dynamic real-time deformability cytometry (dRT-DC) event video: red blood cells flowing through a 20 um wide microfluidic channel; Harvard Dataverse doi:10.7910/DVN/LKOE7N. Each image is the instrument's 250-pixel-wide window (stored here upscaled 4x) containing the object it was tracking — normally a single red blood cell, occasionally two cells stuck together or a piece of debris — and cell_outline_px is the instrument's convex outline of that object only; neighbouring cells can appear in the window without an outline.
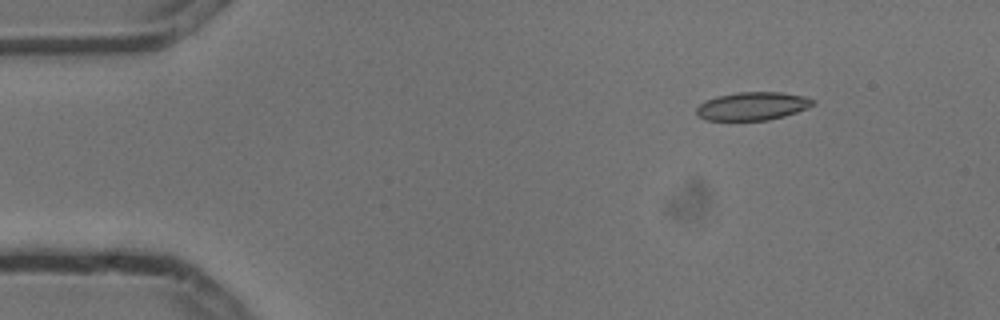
{"species": "common noctule bat (a hibernating species)", "species_latin": "Nyctalus noctula", "temperature_condition": "cold", "stored_images_in_passage": 6, "camera_frame_rate_fps": 3000, "um_per_image_px": 0.085, "animal": {"sex": "male", "body_mass_g": 13.3}, "frame": {"image": 1, "passage_image": 2, "time_ms": 0.333, "image_size_px": [1000, 320], "cell_outline_px": [[816, 104], [808, 108], [784, 116], [768, 120], [704, 120], [696, 116], [696, 108], [704, 100], [716, 96], [736, 92], [780, 92], [804, 96], [816, 100]], "centroid_in_image_um": [63.95, 9.02], "position_along_channel_um": 21.1, "area_um2": 19.36}}
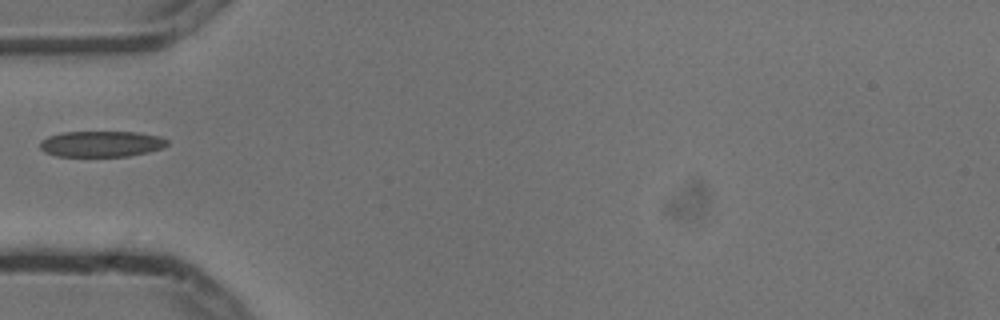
{"frame": {"image": 2, "passage_image": 5, "time_ms": 1.333, "image_size_px": [1000, 320], "cell_outline_px": [[168, 144], [164, 148], [148, 152], [128, 156], [56, 156], [44, 152], [40, 148], [40, 140], [48, 136], [60, 132], [136, 132], [160, 136], [168, 140]], "centroid_in_image_um": [8.61, 12.23], "position_along_channel_um": 76.4, "area_um2": 19.36}}
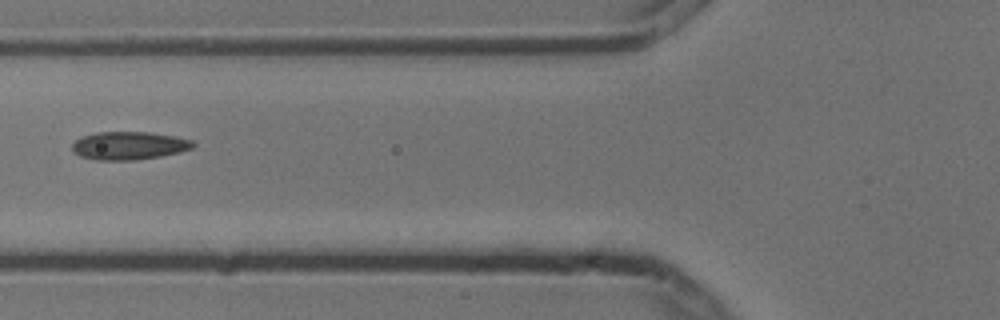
{"frame": {"image": 3, "passage_image": 6, "time_ms": 1.667, "image_size_px": [1000, 320], "cell_outline_px": [[196, 144], [192, 148], [180, 152], [160, 156], [132, 160], [96, 160], [80, 156], [72, 152], [72, 144], [80, 136], [96, 132], [148, 132], [176, 136], [192, 140]], "centroid_in_image_um": [10.94, 12.37], "position_along_channel_um": 114.9, "area_um2": 19.88}}